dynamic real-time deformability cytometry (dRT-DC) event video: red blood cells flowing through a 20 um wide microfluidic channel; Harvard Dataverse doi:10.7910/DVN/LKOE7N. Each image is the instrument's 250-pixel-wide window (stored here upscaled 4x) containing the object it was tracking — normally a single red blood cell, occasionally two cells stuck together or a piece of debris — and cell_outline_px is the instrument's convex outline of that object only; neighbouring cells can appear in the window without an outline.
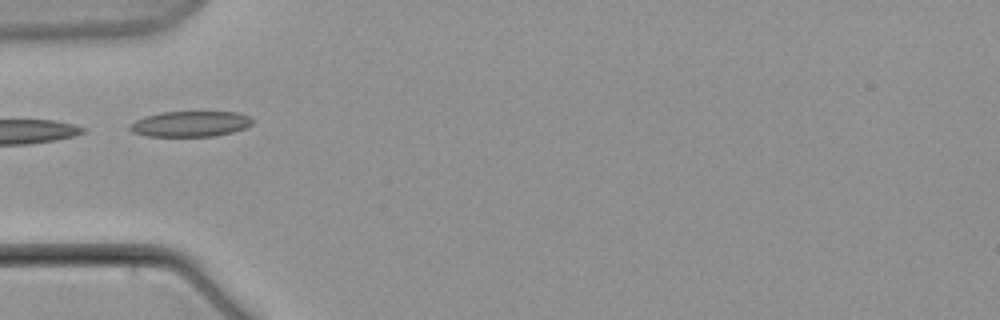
{"species": "common noctule bat (a hibernating species)", "species_latin": "Nyctalus noctula", "temperature_condition": "warm", "stored_images_in_passage": 7, "camera_frame_rate_fps": 3000, "um_per_image_px": 0.085, "animal": {"sex": "male", "body_mass_g": 21.5, "forearm_length_mm": 52.0}, "frame": {"image": 1, "passage_image": 7, "time_ms": 7.333, "image_size_px": [1000, 320], "cell_outline_px": [[252, 124], [244, 128], [232, 132], [216, 136], [148, 136], [132, 132], [128, 128], [128, 124], [144, 116], [160, 112], [236, 112], [248, 116], [252, 120]], "centroid_in_image_um": [16.13, 10.53], "position_along_channel_um": 68.9, "area_um2": 18.26}}